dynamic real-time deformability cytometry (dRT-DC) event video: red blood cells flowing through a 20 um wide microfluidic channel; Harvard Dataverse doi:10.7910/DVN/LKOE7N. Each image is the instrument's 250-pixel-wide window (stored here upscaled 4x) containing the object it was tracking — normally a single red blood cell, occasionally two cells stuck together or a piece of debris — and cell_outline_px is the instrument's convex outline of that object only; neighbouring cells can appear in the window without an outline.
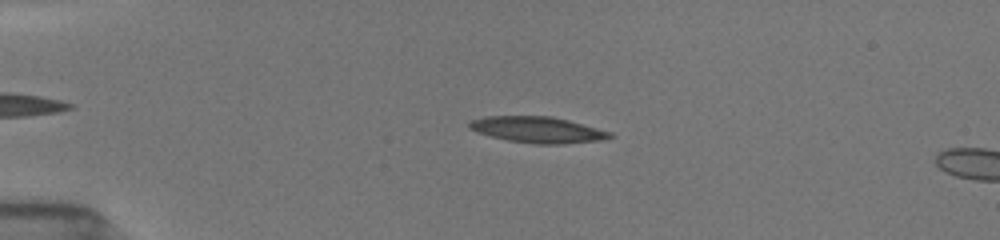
{"species": "common noctule bat (a hibernating species)", "species_latin": "Nyctalus noctula", "temperature_condition": "room temperature", "stored_images_in_passage": 13, "camera_frame_rate_fps": 3000, "um_per_image_px": 0.085, "animal": {"sex": "female", "body_mass_g": 19.5, "forearm_length_mm": 54.1}, "frame": {"image": 1, "passage_image": 10, "time_ms": 3.0, "image_size_px": [1000, 240], "cell_outline_px": [[612, 136], [600, 140], [564, 144], [536, 144], [508, 140], [492, 136], [468, 128], [468, 124], [472, 120], [488, 116], [552, 116], [568, 120], [612, 132]], "centroid_in_image_um": [45.71, 11.02], "position_along_channel_um": 39.3, "area_um2": 21.1}}